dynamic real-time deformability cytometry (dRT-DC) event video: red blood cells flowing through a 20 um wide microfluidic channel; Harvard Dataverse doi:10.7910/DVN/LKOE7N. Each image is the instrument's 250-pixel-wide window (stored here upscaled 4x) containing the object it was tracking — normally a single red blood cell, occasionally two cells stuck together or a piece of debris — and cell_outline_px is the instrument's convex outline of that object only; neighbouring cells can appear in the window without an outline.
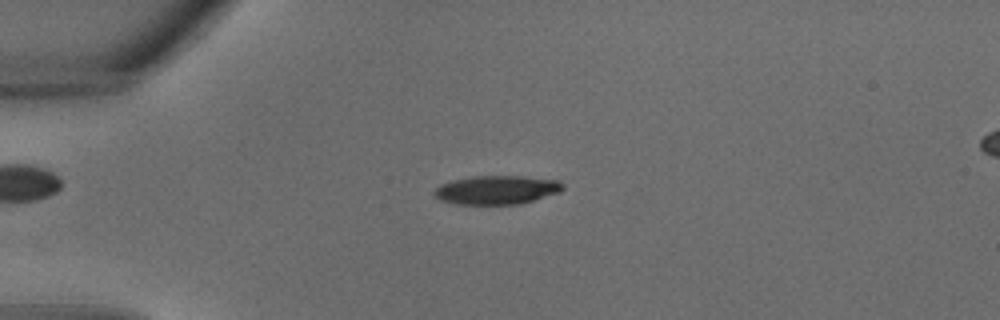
{"species": "common noctule bat (a hibernating species)", "species_latin": "Nyctalus noctula", "temperature_condition": "warm", "stored_images_in_passage": 30, "camera_frame_rate_fps": 3000, "um_per_image_px": 0.085, "animal": {"sex": "male", "body_mass_g": 18.8}, "frame": {"image": 1, "passage_image": 5, "time_ms": 1.333, "image_size_px": [1000, 320], "cell_outline_px": [[564, 188], [560, 192], [520, 204], [456, 204], [440, 200], [432, 192], [440, 184], [452, 180], [472, 176], [524, 176], [560, 180], [564, 184]], "centroid_in_image_um": [42.23, 16.13], "position_along_channel_um": 42.8, "area_um2": 21.68}}
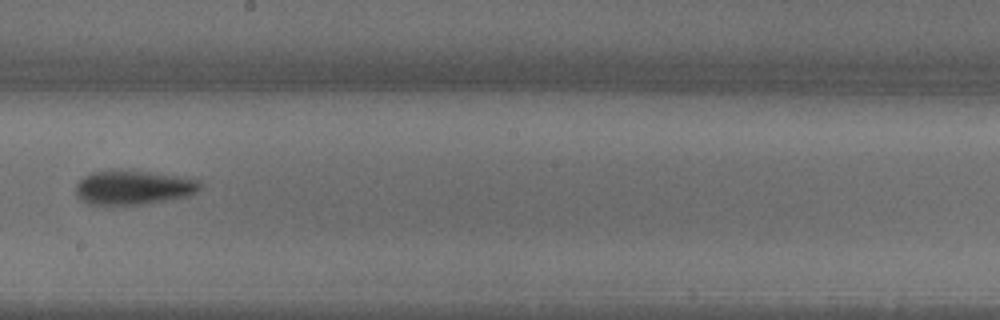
{"frame": {"image": 2, "passage_image": 16, "time_ms": 5.0, "image_size_px": [1000, 320], "cell_outline_px": [[200, 188], [196, 192], [188, 196], [140, 204], [88, 204], [80, 200], [76, 192], [76, 184], [84, 176], [92, 172], [108, 168], [128, 168], [180, 176], [200, 180]], "centroid_in_image_um": [11.3, 15.88], "position_along_channel_um": 236.9, "area_um2": 25.32}}
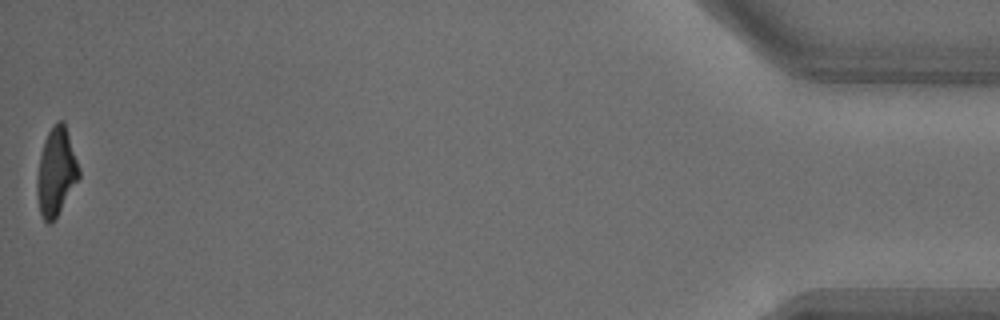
{"frame": {"image": 3, "passage_image": 30, "time_ms": 9.667, "image_size_px": [1000, 320], "cell_outline_px": [[80, 176], [52, 224], [48, 224], [44, 220], [40, 212], [36, 192], [36, 176], [40, 156], [44, 140], [48, 132], [56, 120], [64, 120], [80, 168]], "centroid_in_image_um": [4.76, 14.58], "position_along_channel_um": 430.4, "area_um2": 21.56}}